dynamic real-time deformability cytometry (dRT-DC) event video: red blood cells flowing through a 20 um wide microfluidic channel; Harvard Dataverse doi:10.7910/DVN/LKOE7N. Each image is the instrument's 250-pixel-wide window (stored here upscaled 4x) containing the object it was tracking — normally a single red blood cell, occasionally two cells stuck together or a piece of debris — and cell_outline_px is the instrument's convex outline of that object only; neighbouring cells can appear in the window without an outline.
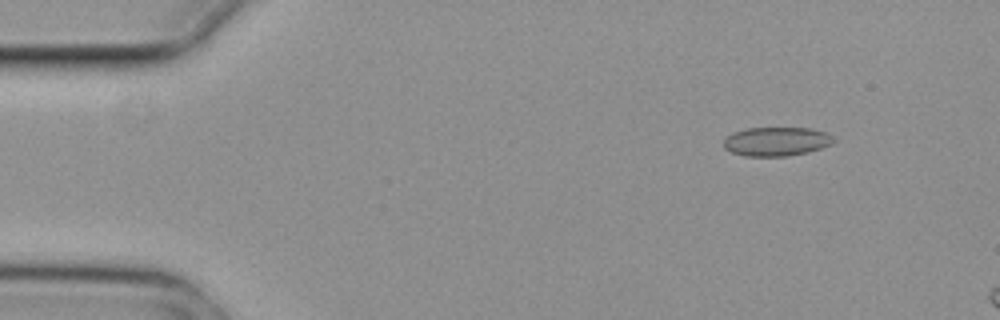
{"species": "common noctule bat (a hibernating species)", "species_latin": "Nyctalus noctula", "temperature_condition": "cold", "stored_images_in_passage": 3, "camera_frame_rate_fps": 3000, "um_per_image_px": 0.085, "animal": {"sex": "female", "body_mass_g": 29.2, "forearm_length_mm": 56.3}, "frame": {"image": 1, "passage_image": 1, "time_ms": 0.0, "image_size_px": [1000, 320], "cell_outline_px": [[836, 140], [820, 148], [808, 152], [788, 156], [744, 156], [732, 152], [724, 148], [724, 140], [732, 132], [744, 128], [812, 128], [828, 132]], "centroid_in_image_um": [65.99, 12.02], "position_along_channel_um": 19.0, "area_um2": 18.61}}